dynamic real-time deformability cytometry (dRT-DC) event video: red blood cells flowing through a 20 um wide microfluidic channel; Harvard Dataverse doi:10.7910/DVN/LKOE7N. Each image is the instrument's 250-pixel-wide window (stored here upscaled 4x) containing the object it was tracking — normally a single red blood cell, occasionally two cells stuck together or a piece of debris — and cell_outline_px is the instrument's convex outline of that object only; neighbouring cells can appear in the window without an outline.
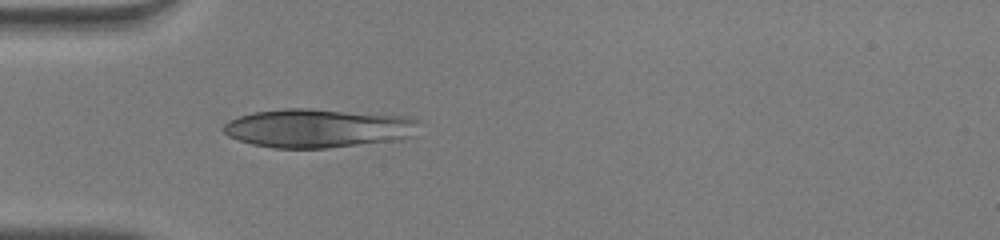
{"species": "human", "species_latin": "Homo sapiens", "temperature_condition": "warm", "stored_images_in_passage": 29, "camera_frame_rate_fps": 3000, "um_per_image_px": 0.085, "donor": {"sex": "male"}, "frame": {"image": 1, "passage_image": 1, "time_ms": 0.0, "image_size_px": [1000, 240], "cell_outline_px": [[424, 124], [416, 136], [400, 140], [328, 148], [272, 148], [252, 144], [228, 136], [220, 128], [228, 120], [252, 112], [284, 108], [308, 108], [408, 116], [420, 120]], "centroid_in_image_um": [27.13, 10.89], "position_along_channel_um": 57.9, "area_um2": 45.14}}
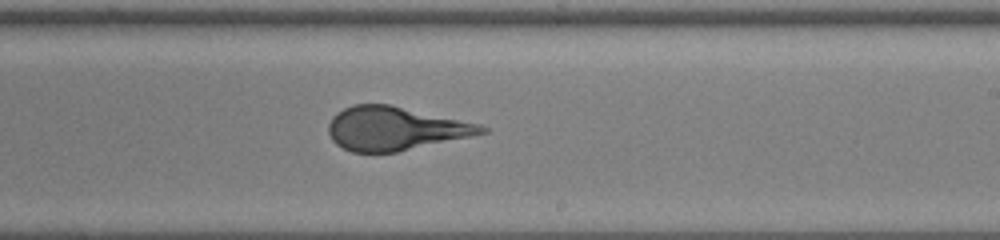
{"frame": {"image": 2, "passage_image": 16, "time_ms": 5.0, "image_size_px": [1000, 240], "cell_outline_px": [[488, 132], [472, 136], [396, 152], [352, 152], [336, 144], [332, 140], [328, 132], [328, 124], [332, 116], [336, 112], [352, 104], [388, 104], [480, 124], [488, 128]], "centroid_in_image_um": [33.55, 10.92], "position_along_channel_um": 255.5, "area_um2": 38.67}}
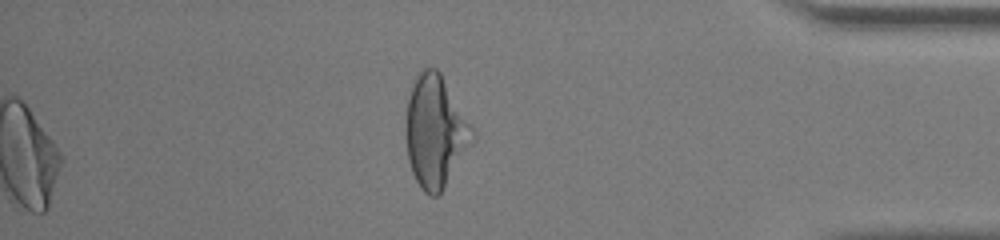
{"frame": {"image": 3, "passage_image": 29, "time_ms": 9.333, "image_size_px": [1000, 240], "cell_outline_px": [[476, 136], [440, 192], [436, 196], [428, 196], [420, 188], [412, 172], [408, 160], [404, 128], [408, 100], [412, 84], [420, 72], [424, 68], [436, 68], [440, 72], [472, 124], [476, 132]], "centroid_in_image_um": [36.99, 11.16], "position_along_channel_um": 398.2, "area_um2": 43.29}, "authors_computed_cell_mechanics": {"area_um2": 39.9976, "velocity_mm_per_s": 4.0425, "shape_relaxation_time_tau1_ms": 9.2438, "shape_relaxation_time_tau2_ms": null, "deformation_change_tau1": 0.323, "deformation_change_tau2": null}}